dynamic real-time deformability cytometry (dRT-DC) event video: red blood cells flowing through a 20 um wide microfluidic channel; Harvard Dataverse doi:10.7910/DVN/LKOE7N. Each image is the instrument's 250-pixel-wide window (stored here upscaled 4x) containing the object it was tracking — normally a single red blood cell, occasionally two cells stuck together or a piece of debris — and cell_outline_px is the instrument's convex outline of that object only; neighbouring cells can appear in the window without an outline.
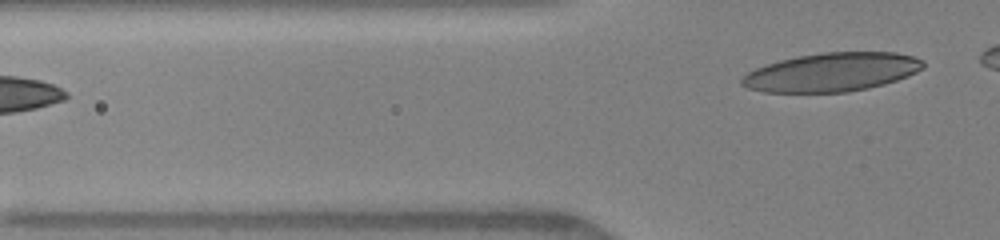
{"species": "human", "species_latin": "Homo sapiens", "temperature_condition": "warm", "stored_images_in_passage": 8, "segment_of_instrument_passage": [2, 2], "camera_frame_rate_fps": 3000, "um_per_image_px": 0.085, "donor": {"sex": "female"}, "frame": {"image": 1, "passage_image": 8, "time_ms": 4.0, "image_size_px": [1000, 240], "cell_outline_px": [[924, 68], [916, 72], [896, 80], [884, 84], [868, 88], [848, 92], [764, 92], [748, 88], [740, 84], [740, 80], [748, 72], [756, 68], [780, 60], [796, 56], [824, 52], [896, 52], [912, 56], [924, 60]], "centroid_in_image_um": [70.71, 6.13], "position_along_channel_um": 55.1, "area_um2": 40.81}}